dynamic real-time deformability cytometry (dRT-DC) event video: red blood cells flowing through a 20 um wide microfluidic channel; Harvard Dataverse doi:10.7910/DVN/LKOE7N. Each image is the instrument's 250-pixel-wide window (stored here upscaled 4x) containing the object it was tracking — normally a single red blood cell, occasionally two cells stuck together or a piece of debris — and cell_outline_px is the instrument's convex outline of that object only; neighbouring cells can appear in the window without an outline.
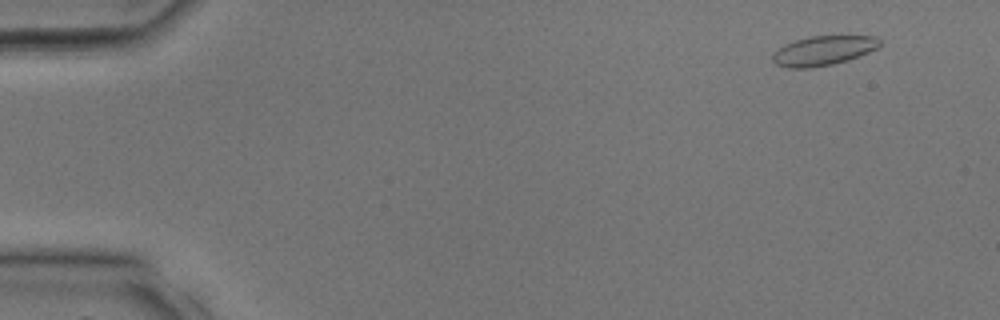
{"species": "common noctule bat (a hibernating species)", "species_latin": "Nyctalus noctula", "temperature_condition": "room temperature", "stored_images_in_passage": 4, "camera_frame_rate_fps": 3000, "um_per_image_px": 0.085, "animal": {"sex": "male", "body_mass_g": 17.9, "forearm_length_mm": 54.2}, "frame": {"image": 1, "passage_image": 1, "time_ms": 0.0, "image_size_px": [1000, 320], "cell_outline_px": [[880, 44], [876, 48], [868, 52], [848, 60], [832, 64], [812, 68], [788, 68], [776, 64], [772, 60], [772, 52], [784, 44], [808, 36], [876, 36], [880, 40]], "centroid_in_image_um": [69.93, 4.3], "position_along_channel_um": 15.1, "area_um2": 18.44}}